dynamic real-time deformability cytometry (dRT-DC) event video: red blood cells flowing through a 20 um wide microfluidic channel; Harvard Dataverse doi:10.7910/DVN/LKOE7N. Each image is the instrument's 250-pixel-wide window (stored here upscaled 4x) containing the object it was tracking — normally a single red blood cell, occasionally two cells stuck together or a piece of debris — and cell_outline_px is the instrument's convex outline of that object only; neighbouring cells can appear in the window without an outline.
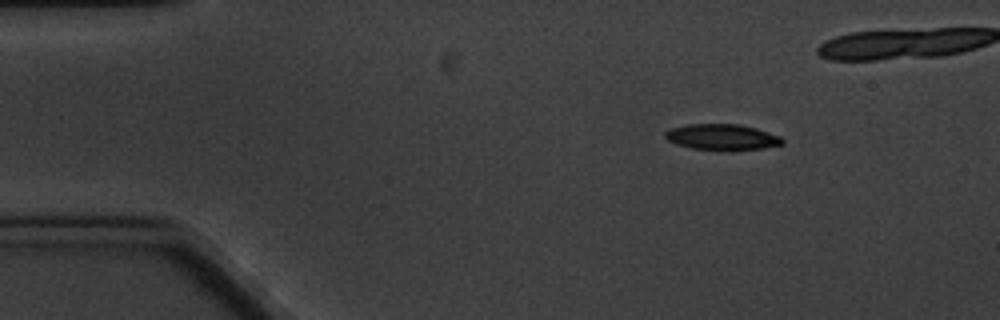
{"species": "common noctule bat (a hibernating species)", "species_latin": "Nyctalus noctula", "temperature_condition": "cold", "stored_images_in_passage": 9, "camera_frame_rate_fps": 3000, "um_per_image_px": 0.085, "animal": {"sex": "male", "body_mass_g": 20.1, "forearm_length_mm": 53.5}, "frame": {"image": 1, "passage_image": 1, "time_ms": 0.0, "image_size_px": [1000, 320], "cell_outline_px": [[784, 144], [764, 148], [728, 152], [692, 148], [676, 144], [668, 140], [664, 136], [664, 132], [668, 128], [688, 124], [736, 124], [756, 128], [780, 136], [784, 140]], "centroid_in_image_um": [61.37, 11.67], "position_along_channel_um": 23.6, "area_um2": 18.15}}